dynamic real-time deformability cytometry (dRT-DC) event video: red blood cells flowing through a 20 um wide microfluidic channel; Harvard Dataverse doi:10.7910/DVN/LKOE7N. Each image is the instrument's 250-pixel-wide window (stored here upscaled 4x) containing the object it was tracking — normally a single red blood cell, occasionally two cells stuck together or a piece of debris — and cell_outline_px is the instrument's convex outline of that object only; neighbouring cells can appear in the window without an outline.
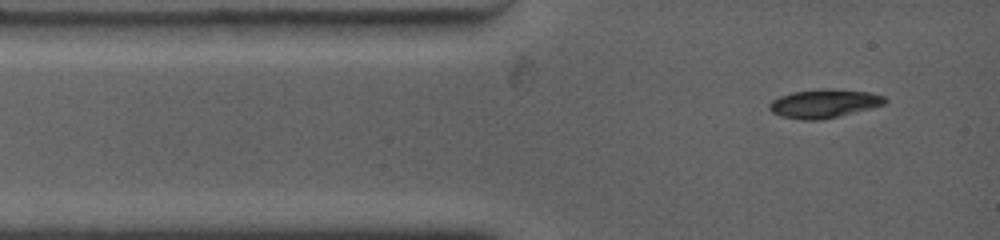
{"species": "common noctule bat (a hibernating species)", "species_latin": "Nyctalus noctula", "temperature_condition": "warm", "stored_images_in_passage": 9, "camera_frame_rate_fps": 4500, "um_per_image_px": 0.085, "animal": {"sex": "female", "body_mass_g": 19.0, "forearm_length_mm": 53.3}, "frame": {"image": 1, "passage_image": 1, "time_ms": 0.0, "image_size_px": [1000, 240], "cell_outline_px": [[888, 100], [884, 104], [820, 120], [800, 120], [780, 116], [772, 112], [768, 108], [768, 104], [772, 100], [780, 96], [792, 92], [824, 88], [832, 88], [868, 92], [884, 96]], "centroid_in_image_um": [69.98, 8.79], "position_along_channel_um": 15.0, "area_um2": 19.13}}
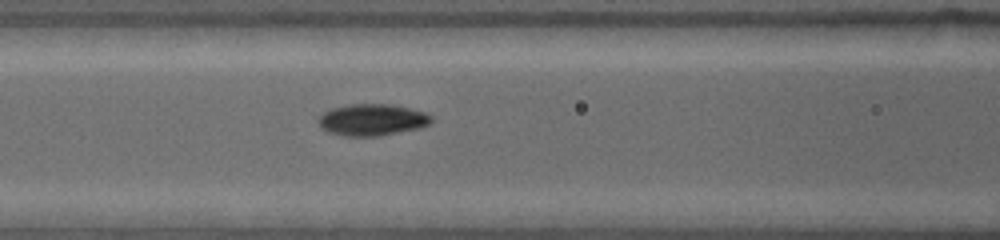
{"frame": {"image": 2, "passage_image": 6, "time_ms": 3.778, "image_size_px": [1000, 240], "cell_outline_px": [[432, 120], [428, 124], [420, 128], [380, 136], [344, 136], [328, 132], [320, 128], [320, 116], [324, 112], [332, 108], [352, 104], [384, 104], [408, 108], [424, 112], [432, 116]], "centroid_in_image_um": [31.63, 10.2], "position_along_channel_um": 135.0, "area_um2": 20.63}}
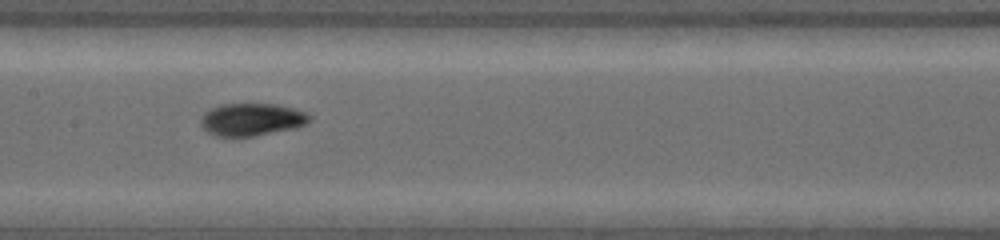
{"frame": {"image": 3, "passage_image": 8, "time_ms": 5.111, "image_size_px": [1000, 240], "cell_outline_px": [[312, 116], [304, 124], [296, 128], [252, 136], [216, 136], [208, 132], [200, 124], [200, 120], [212, 108], [224, 104], [276, 104], [292, 108], [304, 112]], "centroid_in_image_um": [21.4, 10.16], "position_along_channel_um": 186.0, "area_um2": 20.17}}